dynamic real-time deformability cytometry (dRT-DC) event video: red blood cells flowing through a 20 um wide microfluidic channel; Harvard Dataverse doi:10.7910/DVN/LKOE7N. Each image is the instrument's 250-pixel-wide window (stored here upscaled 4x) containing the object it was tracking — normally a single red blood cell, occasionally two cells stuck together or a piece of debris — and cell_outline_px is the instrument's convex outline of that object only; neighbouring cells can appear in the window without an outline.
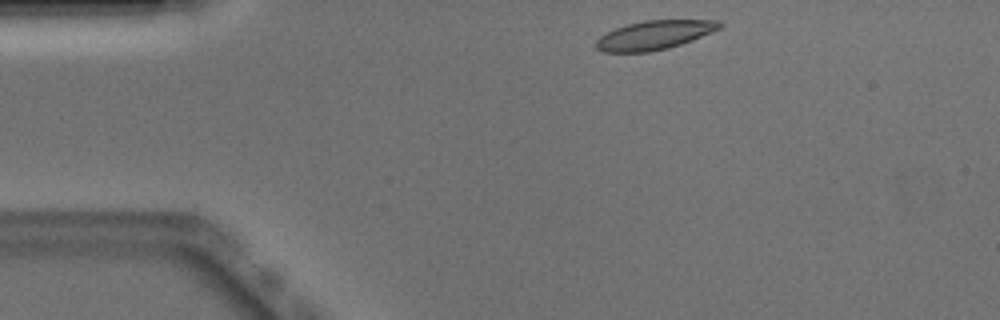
{"species": "Egyptian fruit bat (a non-hibernating species)", "species_latin": "Rousettus aegyptiacus", "temperature_condition": "warm", "stored_images_in_passage": 43, "camera_frame_rate_fps": 3000, "um_per_image_px": 0.085, "animal": {"sex": "male"}, "frame": {"image": 1, "passage_image": 1, "time_ms": 0.0, "image_size_px": [1000, 320], "cell_outline_px": [[724, 24], [720, 28], [692, 40], [668, 48], [648, 52], [604, 52], [596, 48], [596, 40], [600, 36], [616, 28], [628, 24], [644, 20], [720, 20]], "centroid_in_image_um": [55.63, 2.98], "position_along_channel_um": 29.4, "area_um2": 20.69}}
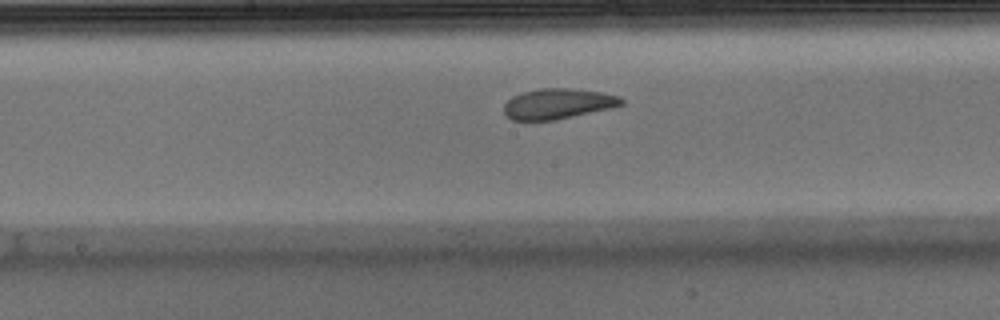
{"frame": {"image": 2, "passage_image": 18, "time_ms": 5.667, "image_size_px": [1000, 320], "cell_outline_px": [[624, 104], [612, 108], [556, 120], [512, 120], [504, 112], [504, 104], [512, 96], [520, 92], [540, 88], [568, 88], [600, 92], [620, 96], [624, 100]], "centroid_in_image_um": [47.43, 8.81], "position_along_channel_um": 200.8, "area_um2": 20.92}}
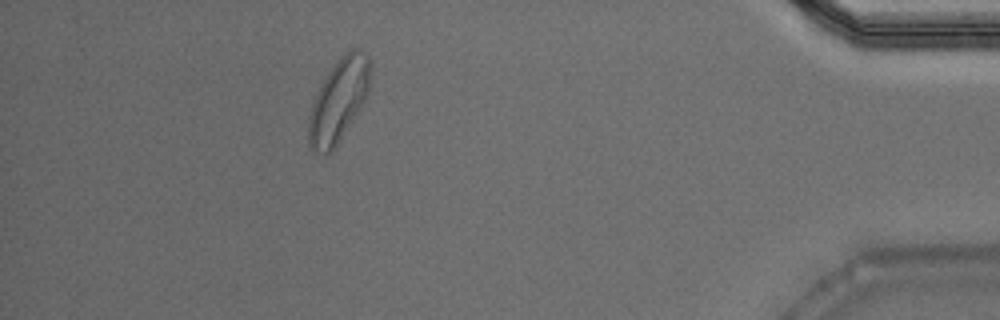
{"frame": {"image": 3, "passage_image": 38, "time_ms": 12.333, "image_size_px": [1000, 320], "cell_outline_px": [[368, 92], [364, 104], [332, 152], [324, 152], [312, 148], [308, 144], [308, 116], [312, 100], [316, 92], [328, 72], [340, 56], [352, 48], [356, 48], [364, 52], [368, 56]], "centroid_in_image_um": [28.75, 8.54], "position_along_channel_um": 406.4, "area_um2": 29.54}, "authors_computed_cell_mechanics": {"area_um2": 22.0218, "velocity_mm_per_s": 3.8886, "shape_relaxation_time_tau1_ms": 6.934, "shape_relaxation_time_tau2_ms": 1.4799, "deformation_change_tau1": 0.1621, "deformation_change_tau2": 0.0864}}